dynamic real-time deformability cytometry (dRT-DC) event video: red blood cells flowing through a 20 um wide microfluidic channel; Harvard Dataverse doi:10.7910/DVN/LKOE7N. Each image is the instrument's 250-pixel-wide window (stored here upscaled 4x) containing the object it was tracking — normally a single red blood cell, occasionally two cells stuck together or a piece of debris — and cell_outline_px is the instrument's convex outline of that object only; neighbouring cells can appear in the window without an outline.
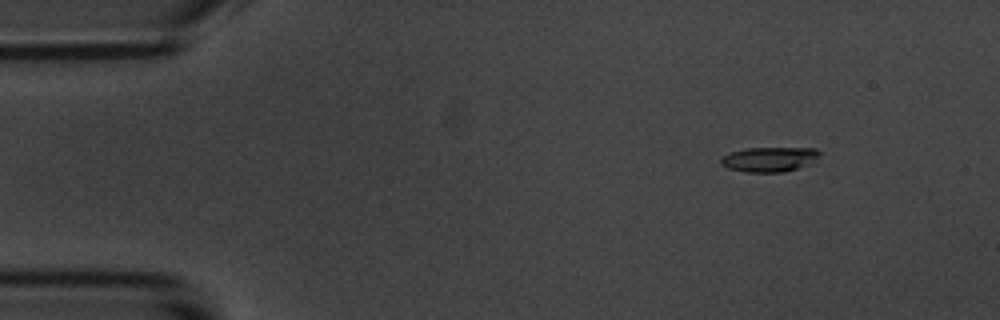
{"species": "common noctule bat (a hibernating species)", "species_latin": "Nyctalus noctula", "temperature_condition": "room temperature", "stored_images_in_passage": 4, "camera_frame_rate_fps": 3000, "um_per_image_px": 0.085, "animal": {"sex": "male", "body_mass_g": 20.1, "forearm_length_mm": 53.5}, "frame": {"image": 1, "passage_image": 2, "time_ms": 2.0, "image_size_px": [1000, 320], "cell_outline_px": [[824, 152], [816, 160], [796, 168], [784, 172], [744, 172], [728, 168], [720, 164], [720, 160], [724, 156], [732, 152], [748, 148], [816, 148]], "centroid_in_image_um": [65.43, 13.53], "position_along_channel_um": 19.6, "area_um2": 14.22}}